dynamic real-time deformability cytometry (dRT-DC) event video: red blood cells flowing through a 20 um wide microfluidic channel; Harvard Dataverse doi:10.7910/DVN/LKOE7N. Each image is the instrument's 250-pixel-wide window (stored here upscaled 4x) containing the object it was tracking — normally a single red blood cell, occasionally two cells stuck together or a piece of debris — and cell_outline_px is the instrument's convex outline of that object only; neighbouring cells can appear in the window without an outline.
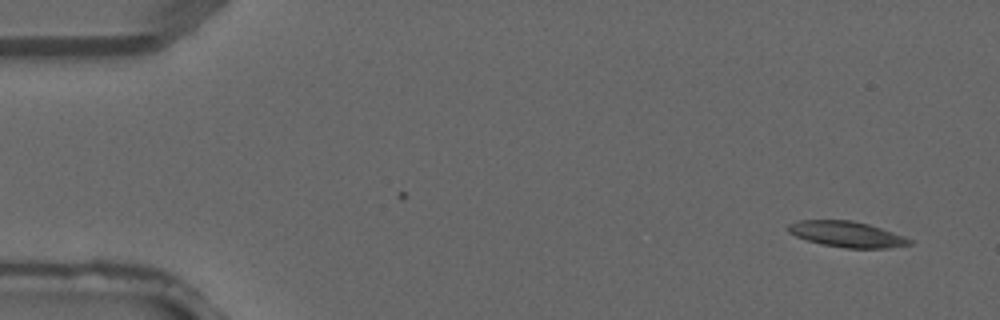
{"species": "common noctule bat (a hibernating species)", "species_latin": "Nyctalus noctula", "temperature_condition": "warm", "stored_images_in_passage": 2, "camera_frame_rate_fps": 3000, "um_per_image_px": 0.085, "animal": {"sex": "male", "forearm_length_mm": 52.5}, "frame": {"image": 1, "passage_image": 2, "time_ms": 0.333, "image_size_px": [1000, 320], "cell_outline_px": [[912, 244], [888, 248], [844, 248], [820, 244], [796, 236], [788, 232], [788, 224], [800, 220], [852, 220], [868, 224], [904, 236], [912, 240]], "centroid_in_image_um": [71.97, 19.91], "position_along_channel_um": 13.0, "area_um2": 18.15}}